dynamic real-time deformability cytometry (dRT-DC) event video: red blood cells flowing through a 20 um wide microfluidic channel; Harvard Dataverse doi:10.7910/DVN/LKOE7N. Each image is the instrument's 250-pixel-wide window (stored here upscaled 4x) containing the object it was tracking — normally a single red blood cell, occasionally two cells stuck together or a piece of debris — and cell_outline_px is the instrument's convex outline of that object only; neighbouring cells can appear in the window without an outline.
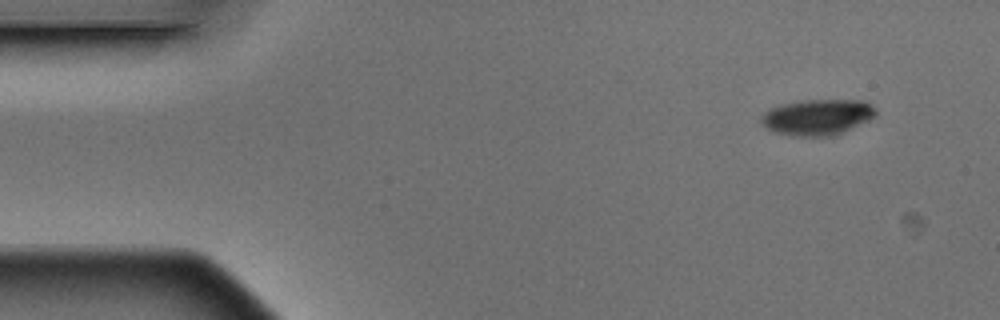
{"species": "Egyptian fruit bat (a non-hibernating species)", "species_latin": "Rousettus aegyptiacus", "temperature_condition": "warm", "stored_images_in_passage": 4, "camera_frame_rate_fps": 3000, "um_per_image_px": 0.085, "animal": {"sex": "male"}, "frame": {"image": 1, "passage_image": 1, "time_ms": 0.0, "image_size_px": [1000, 320], "cell_outline_px": [[876, 116], [868, 120], [832, 136], [792, 136], [772, 132], [760, 120], [760, 116], [764, 112], [772, 108], [784, 104], [800, 100], [868, 100], [876, 108]], "centroid_in_image_um": [69.49, 9.94], "position_along_channel_um": 15.5, "area_um2": 23.93}}
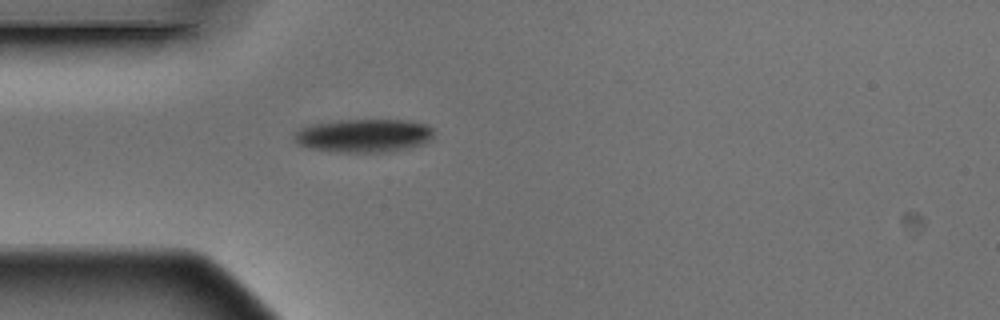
{"frame": {"image": 2, "passage_image": 4, "time_ms": 1.0, "image_size_px": [1000, 320], "cell_outline_px": [[436, 132], [424, 144], [392, 152], [344, 152], [312, 148], [300, 144], [296, 140], [296, 132], [300, 128], [312, 124], [340, 120], [408, 120], [428, 124]], "centroid_in_image_um": [31.02, 11.52], "position_along_channel_um": 54.0, "area_um2": 26.99}}